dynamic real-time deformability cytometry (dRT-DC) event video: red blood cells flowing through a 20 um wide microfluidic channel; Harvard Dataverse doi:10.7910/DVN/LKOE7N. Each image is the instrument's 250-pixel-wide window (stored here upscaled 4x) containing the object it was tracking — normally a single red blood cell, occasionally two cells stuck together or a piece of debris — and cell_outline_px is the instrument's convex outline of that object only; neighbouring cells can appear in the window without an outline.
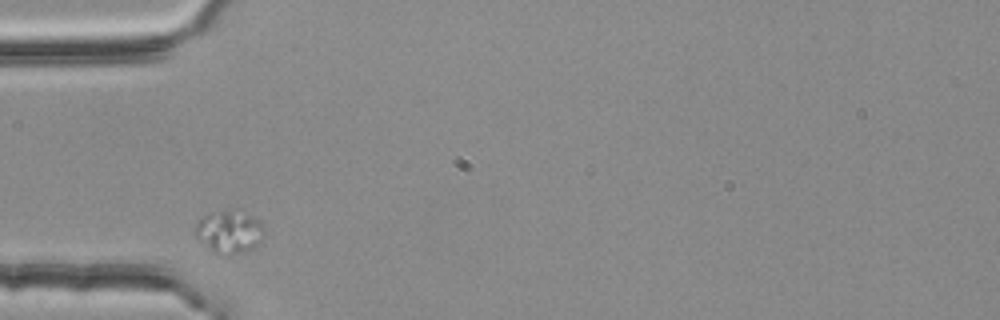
{"species": "common noctule bat (a hibernating species)", "species_latin": "Nyctalus noctula", "temperature_condition": "room temperature", "stored_images_in_passage": 3, "camera_frame_rate_fps": 3000, "um_per_image_px": 0.085, "animal": {"sex": "female", "body_mass_g": 25.1}, "frame": {"image": 1, "passage_image": 1, "time_ms": 0.0, "image_size_px": [1000, 320], "cell_outline_px": [[264, 236], [252, 248], [228, 256], [220, 256], [212, 252], [192, 232], [192, 228], [204, 216], [212, 212], [228, 212], [248, 216], [260, 220], [264, 224]], "centroid_in_image_um": [19.44, 19.77], "position_along_channel_um": 65.6, "area_um2": 16.76}}